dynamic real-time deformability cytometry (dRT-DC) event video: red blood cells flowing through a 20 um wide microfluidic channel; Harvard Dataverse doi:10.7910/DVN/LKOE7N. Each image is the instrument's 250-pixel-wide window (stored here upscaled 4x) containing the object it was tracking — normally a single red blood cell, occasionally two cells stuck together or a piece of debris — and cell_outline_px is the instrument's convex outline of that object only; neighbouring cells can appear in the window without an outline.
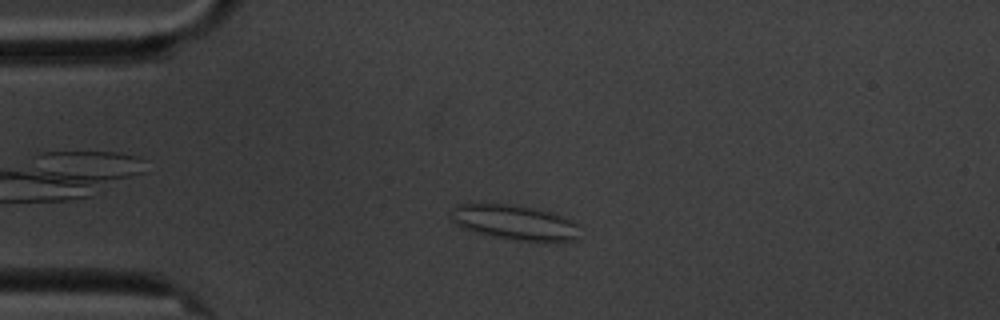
{"species": "common noctule bat (a hibernating species)", "species_latin": "Nyctalus noctula", "temperature_condition": "cold", "stored_images_in_passage": 4, "camera_frame_rate_fps": 3000, "um_per_image_px": 0.085, "animal": {"sex": "male", "body_mass_g": 20.1, "forearm_length_mm": 53.5}, "frame": {"image": 1, "passage_image": 2, "time_ms": 1.333, "image_size_px": [1000, 320], "cell_outline_px": [[580, 240], [512, 240], [492, 236], [460, 228], [452, 220], [452, 208], [456, 204], [508, 204], [532, 208], [548, 212], [560, 216], [580, 224]], "centroid_in_image_um": [43.74, 18.91], "position_along_channel_um": 41.3, "area_um2": 25.95}}